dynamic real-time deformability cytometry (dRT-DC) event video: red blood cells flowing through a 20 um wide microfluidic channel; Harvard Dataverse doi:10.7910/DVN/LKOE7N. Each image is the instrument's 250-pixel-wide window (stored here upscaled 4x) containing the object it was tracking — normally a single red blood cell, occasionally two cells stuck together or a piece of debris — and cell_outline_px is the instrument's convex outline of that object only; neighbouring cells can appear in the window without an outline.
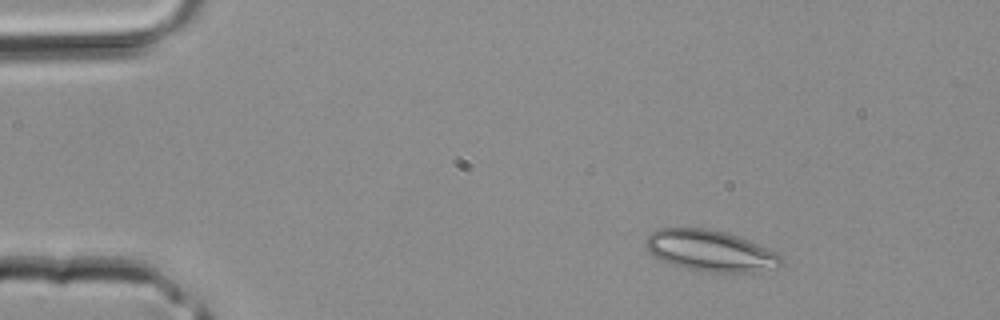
{"species": "common noctule bat (a hibernating species)", "species_latin": "Nyctalus noctula", "temperature_condition": "room temperature", "stored_images_in_passage": 36, "camera_frame_rate_fps": 3000, "um_per_image_px": 0.085, "animal": {"sex": "male", "body_mass_g": 20.4}, "frame": {"image": 1, "passage_image": 1, "time_ms": 0.0, "image_size_px": [1000, 320], "cell_outline_px": [[780, 264], [776, 268], [744, 272], [708, 272], [684, 268], [672, 264], [652, 256], [644, 244], [644, 240], [656, 228], [704, 228], [724, 232], [748, 240], [780, 252]], "centroid_in_image_um": [60.34, 21.31], "position_along_channel_um": 24.7, "area_um2": 32.37}}
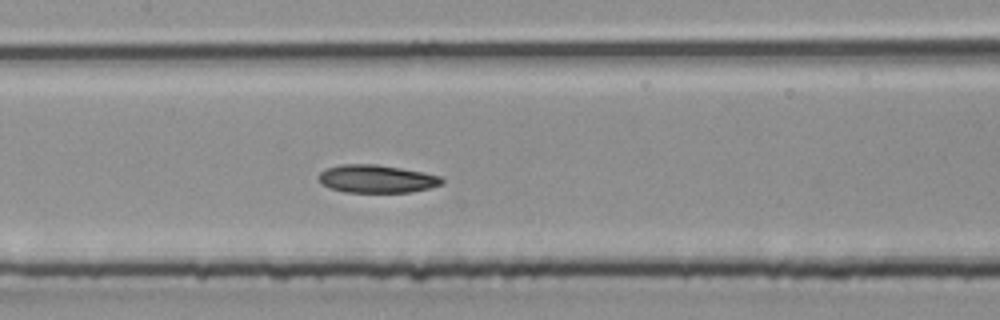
{"frame": {"image": 2, "passage_image": 15, "time_ms": 4.667, "image_size_px": [1000, 320], "cell_outline_px": [[444, 184], [412, 192], [344, 192], [328, 188], [320, 180], [320, 172], [324, 168], [340, 164], [376, 164], [424, 172], [440, 176], [444, 180]], "centroid_in_image_um": [32.03, 15.2], "position_along_channel_um": 175.4, "area_um2": 20.11}}
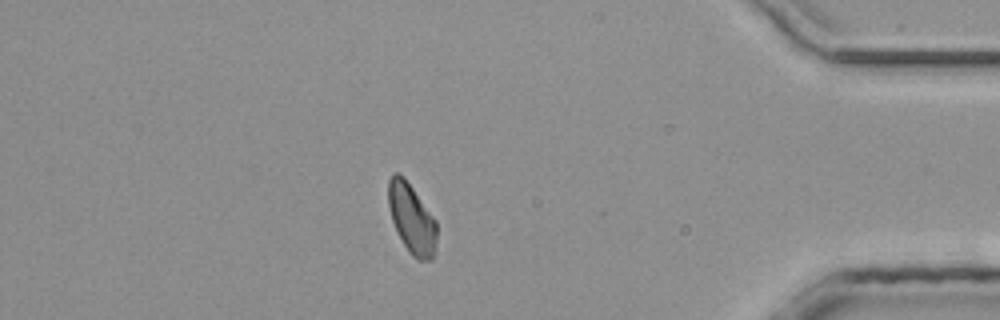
{"frame": {"image": 3, "passage_image": 31, "time_ms": 10.0, "image_size_px": [1000, 320], "cell_outline_px": [[436, 244], [432, 260], [416, 260], [408, 252], [392, 220], [388, 204], [388, 180], [392, 172], [396, 172], [404, 176], [436, 220]], "centroid_in_image_um": [34.99, 18.57], "position_along_channel_um": 400.2, "area_um2": 19.65}}